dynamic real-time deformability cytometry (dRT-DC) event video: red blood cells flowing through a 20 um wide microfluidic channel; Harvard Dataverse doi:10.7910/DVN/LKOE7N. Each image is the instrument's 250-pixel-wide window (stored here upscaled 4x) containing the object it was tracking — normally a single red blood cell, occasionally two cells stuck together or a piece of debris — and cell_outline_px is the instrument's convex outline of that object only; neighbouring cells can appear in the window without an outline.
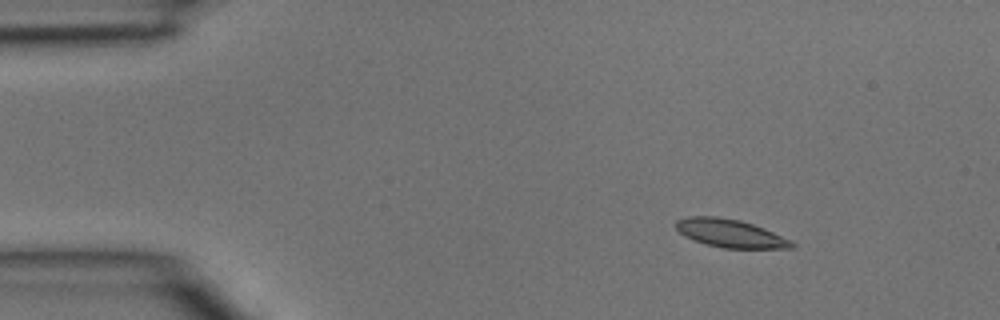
{"species": "common noctule bat (a hibernating species)", "species_latin": "Nyctalus noctula", "temperature_condition": "room temperature", "stored_images_in_passage": 3, "camera_frame_rate_fps": 3000, "um_per_image_px": 0.085, "animal": {"sex": "male", "body_mass_g": 15.6}, "frame": {"image": 1, "passage_image": 1, "time_ms": 0.0, "image_size_px": [1000, 320], "cell_outline_px": [[796, 248], [724, 248], [708, 244], [684, 236], [676, 228], [676, 220], [688, 216], [716, 216], [740, 220], [764, 228], [792, 240], [796, 244]], "centroid_in_image_um": [62.11, 19.83], "position_along_channel_um": 22.9, "area_um2": 18.9}}
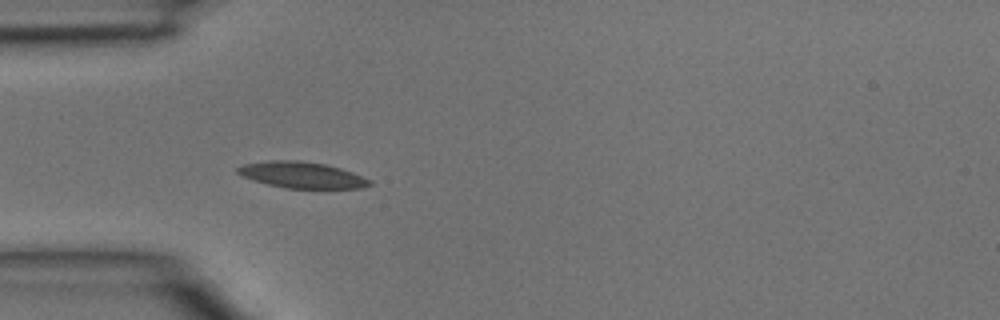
{"frame": {"image": 2, "passage_image": 3, "time_ms": 0.667, "image_size_px": [1000, 320], "cell_outline_px": [[372, 184], [360, 188], [284, 188], [252, 180], [236, 172], [236, 168], [244, 164], [268, 160], [300, 160], [328, 164], [352, 172], [372, 180]], "centroid_in_image_um": [25.66, 14.86], "position_along_channel_um": 59.3, "area_um2": 20.23}}